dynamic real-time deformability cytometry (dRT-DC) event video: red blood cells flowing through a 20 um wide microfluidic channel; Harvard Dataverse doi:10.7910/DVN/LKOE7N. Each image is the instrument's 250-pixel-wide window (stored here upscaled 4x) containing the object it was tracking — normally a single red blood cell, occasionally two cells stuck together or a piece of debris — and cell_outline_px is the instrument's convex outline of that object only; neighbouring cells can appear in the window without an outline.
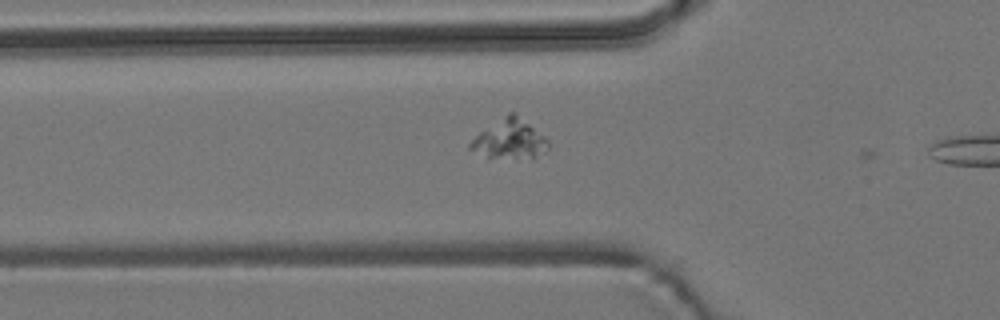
{"species": "common noctule bat (a hibernating species)", "species_latin": "Nyctalus noctula", "temperature_condition": "room temperature", "stored_images_in_passage": 3, "camera_frame_rate_fps": 3000, "um_per_image_px": 0.085, "animal": {"sex": "male", "body_mass_g": 19.2, "forearm_length_mm": 51.8}, "frame": {"image": 1, "passage_image": 3, "time_ms": 2.333, "image_size_px": [1000, 320], "cell_outline_px": [[548, 148], [544, 152], [532, 160], [488, 156], [468, 148], [468, 144], [480, 132], [508, 112], [512, 112], [544, 136], [548, 140]], "centroid_in_image_um": [43.35, 11.86], "position_along_channel_um": 82.5, "area_um2": 17.51}}